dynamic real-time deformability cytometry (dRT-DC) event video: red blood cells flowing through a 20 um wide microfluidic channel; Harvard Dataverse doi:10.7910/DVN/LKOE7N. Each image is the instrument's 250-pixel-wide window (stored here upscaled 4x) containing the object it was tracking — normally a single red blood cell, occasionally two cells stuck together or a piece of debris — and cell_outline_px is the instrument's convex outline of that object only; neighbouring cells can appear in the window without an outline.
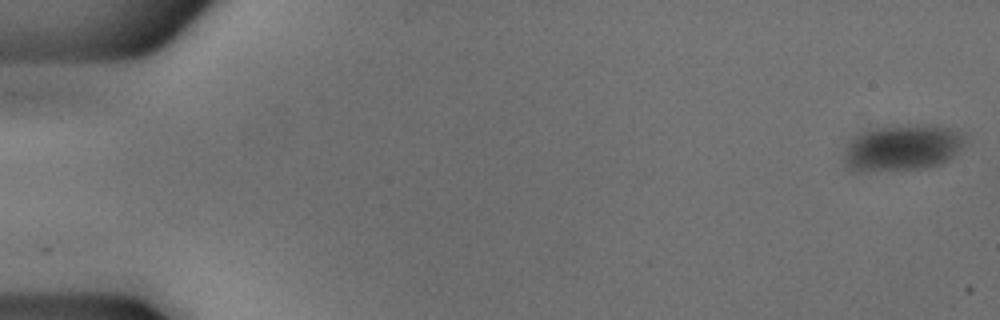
{"species": "common noctule bat (a hibernating species)", "species_latin": "Nyctalus noctula", "temperature_condition": "cold", "stored_images_in_passage": 16, "camera_frame_rate_fps": 3000, "um_per_image_px": 0.085, "animal": {"sex": "male", "body_mass_g": 18.8}, "frame": {"image": 1, "passage_image": 1, "time_ms": 0.0, "image_size_px": [1000, 320], "cell_outline_px": [[964, 144], [948, 160], [940, 164], [924, 168], [856, 168], [848, 164], [844, 160], [844, 156], [848, 144], [860, 132], [868, 128], [928, 124], [948, 128], [960, 132], [964, 136]], "centroid_in_image_um": [76.77, 12.49], "position_along_channel_um": 8.2, "area_um2": 31.15}}
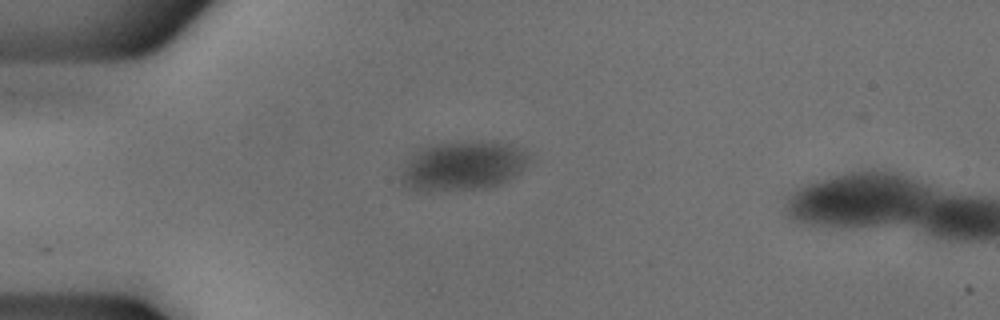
{"frame": {"image": 2, "passage_image": 14, "time_ms": 4.333, "image_size_px": [1000, 320], "cell_outline_px": [[528, 160], [520, 172], [500, 184], [484, 188], [440, 192], [416, 192], [400, 184], [400, 176], [404, 168], [416, 148], [436, 144], [496, 140], [520, 148], [528, 156]], "centroid_in_image_um": [39.27, 14.12], "position_along_channel_um": 45.7, "area_um2": 37.17}}